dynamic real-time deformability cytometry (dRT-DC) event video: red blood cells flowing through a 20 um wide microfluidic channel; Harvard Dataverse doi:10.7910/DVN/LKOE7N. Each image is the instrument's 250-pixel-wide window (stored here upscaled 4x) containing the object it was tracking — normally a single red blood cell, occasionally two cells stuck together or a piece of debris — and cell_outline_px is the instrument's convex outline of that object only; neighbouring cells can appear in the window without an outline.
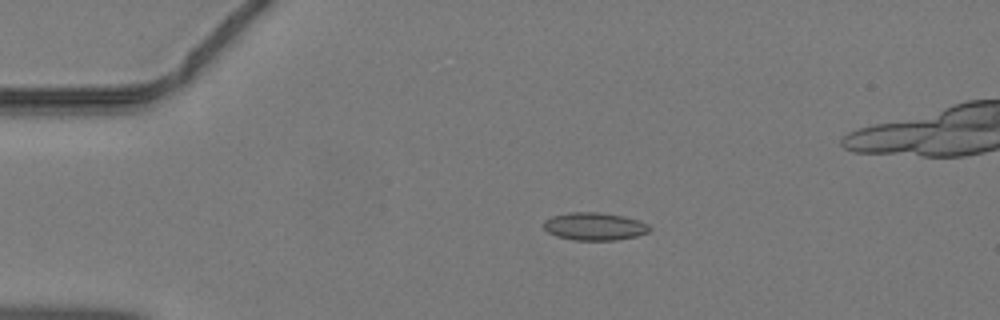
{"species": "common noctule bat (a hibernating species)", "species_latin": "Nyctalus noctula", "temperature_condition": "warm", "stored_images_in_passage": 43, "camera_frame_rate_fps": 3000, "um_per_image_px": 0.085, "animal": {"sex": "male", "body_mass_g": 19.2, "forearm_length_mm": 51.8}, "frame": {"image": 1, "passage_image": 9, "time_ms": 2.667, "image_size_px": [1000, 320], "cell_outline_px": [[652, 228], [648, 232], [636, 236], [616, 240], [572, 240], [556, 236], [548, 232], [544, 228], [544, 220], [552, 216], [568, 212], [600, 212], [624, 216], [640, 220], [648, 224]], "centroid_in_image_um": [50.54, 19.24], "position_along_channel_um": 34.5, "area_um2": 17.28}}
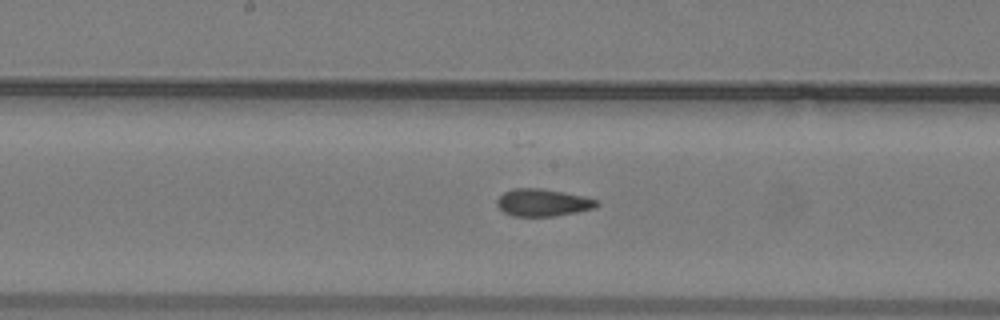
{"frame": {"image": 2, "passage_image": 23, "time_ms": 7.333, "image_size_px": [1000, 320], "cell_outline_px": [[600, 204], [596, 208], [556, 216], [512, 216], [504, 212], [496, 204], [496, 200], [504, 192], [512, 188], [540, 188], [564, 192], [584, 196], [596, 200]], "centroid_in_image_um": [46.14, 17.22], "position_along_channel_um": 202.1, "area_um2": 15.95}}
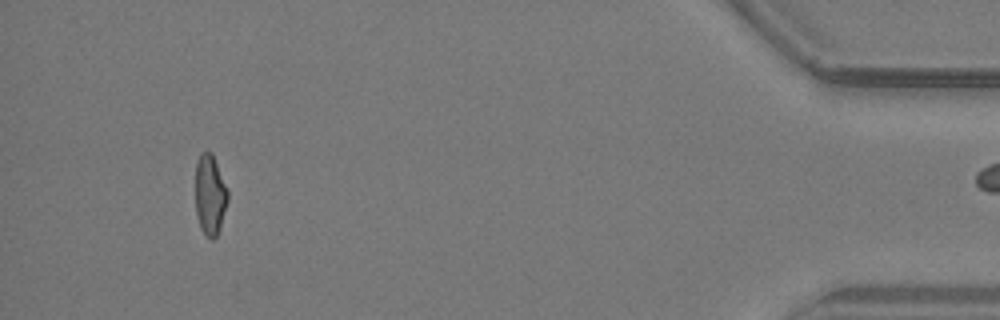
{"frame": {"image": 3, "passage_image": 42, "time_ms": 13.667, "image_size_px": [1000, 320], "cell_outline_px": [[228, 200], [220, 228], [216, 236], [212, 240], [200, 228], [196, 212], [196, 164], [200, 156], [204, 152], [212, 152], [228, 192]], "centroid_in_image_um": [17.85, 16.58], "position_along_channel_um": 417.3, "area_um2": 14.85}}